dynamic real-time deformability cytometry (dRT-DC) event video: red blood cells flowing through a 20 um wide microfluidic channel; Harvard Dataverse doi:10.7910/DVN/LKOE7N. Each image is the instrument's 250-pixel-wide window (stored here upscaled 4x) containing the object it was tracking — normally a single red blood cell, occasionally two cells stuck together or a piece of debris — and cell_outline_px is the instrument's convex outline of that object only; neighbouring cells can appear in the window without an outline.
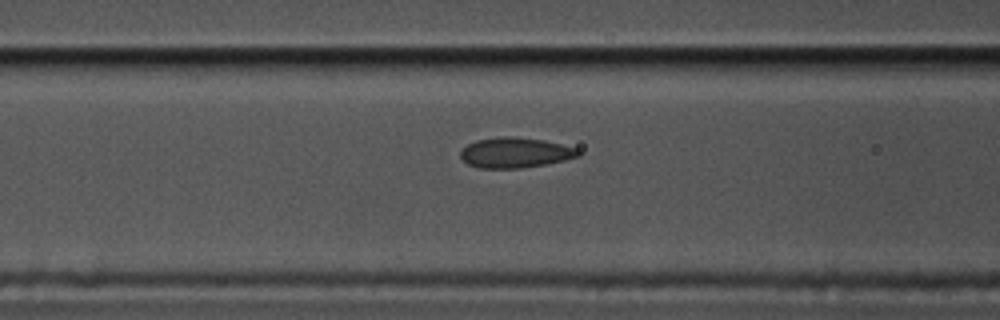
{"species": "common noctule bat (a hibernating species)", "species_latin": "Nyctalus noctula", "temperature_condition": "cold", "stored_images_in_passage": 16, "camera_frame_rate_fps": 3000, "um_per_image_px": 0.085, "animal": {"sex": "male", "body_mass_g": 17.5, "forearm_length_mm": 52.3}, "frame": {"image": 1, "passage_image": 14, "time_ms": 4.333, "image_size_px": [1000, 320], "cell_outline_px": [[580, 156], [548, 164], [520, 168], [476, 168], [468, 164], [460, 156], [460, 152], [468, 144], [476, 140], [504, 136], [512, 136], [544, 140], [576, 148], [580, 152]], "centroid_in_image_um": [43.79, 12.98], "position_along_channel_um": 122.8, "area_um2": 20.75}}